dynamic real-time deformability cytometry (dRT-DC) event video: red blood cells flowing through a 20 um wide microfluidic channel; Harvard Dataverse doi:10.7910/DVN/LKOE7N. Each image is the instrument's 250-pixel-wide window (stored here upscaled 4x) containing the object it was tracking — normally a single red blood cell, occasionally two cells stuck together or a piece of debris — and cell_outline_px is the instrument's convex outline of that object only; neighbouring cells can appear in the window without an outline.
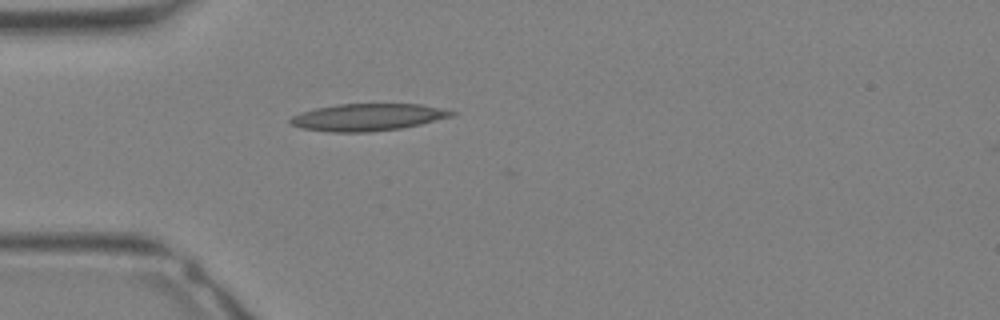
{"species": "Egyptian fruit bat (a non-hibernating species)", "species_latin": "Rousettus aegyptiacus", "temperature_condition": "warm", "stored_images_in_passage": 25, "camera_frame_rate_fps": 3000, "um_per_image_px": 0.085, "animal": {"sex": "female"}, "frame": {"image": 1, "passage_image": 1, "time_ms": 0.0, "image_size_px": [1000, 320], "cell_outline_px": [[456, 112], [452, 116], [420, 124], [400, 128], [368, 132], [332, 132], [300, 128], [292, 124], [288, 120], [292, 116], [300, 112], [316, 108], [336, 104], [420, 104], [440, 108]], "centroid_in_image_um": [31.21, 9.96], "position_along_channel_um": 53.8, "area_um2": 25.32}}
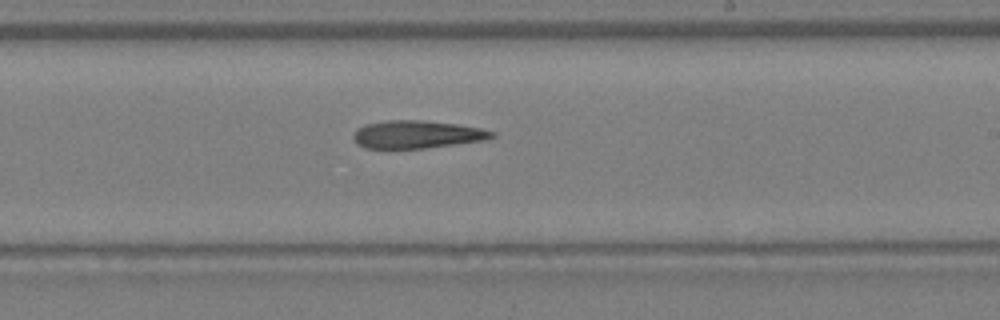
{"frame": {"image": 2, "passage_image": 11, "time_ms": 3.333, "image_size_px": [1000, 320], "cell_outline_px": [[496, 136], [484, 140], [456, 144], [424, 148], [364, 148], [356, 144], [352, 136], [352, 132], [356, 128], [364, 124], [384, 120], [420, 120], [460, 124], [480, 128], [496, 132]], "centroid_in_image_um": [35.4, 11.41], "position_along_channel_um": 253.6, "area_um2": 22.72}}
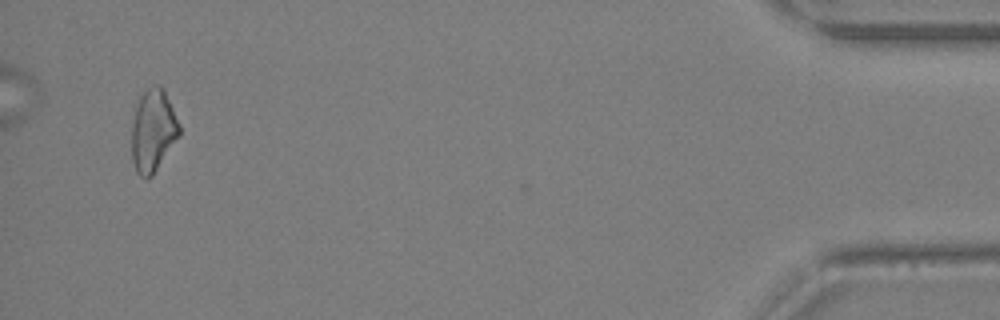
{"frame": {"image": 3, "passage_image": 23, "time_ms": 7.333, "image_size_px": [1000, 320], "cell_outline_px": [[180, 136], [152, 176], [148, 180], [140, 176], [136, 172], [132, 160], [132, 124], [136, 108], [140, 96], [148, 88], [160, 84], [164, 88], [180, 124]], "centroid_in_image_um": [13.03, 11.13], "position_along_channel_um": 422.2, "area_um2": 23.0}}